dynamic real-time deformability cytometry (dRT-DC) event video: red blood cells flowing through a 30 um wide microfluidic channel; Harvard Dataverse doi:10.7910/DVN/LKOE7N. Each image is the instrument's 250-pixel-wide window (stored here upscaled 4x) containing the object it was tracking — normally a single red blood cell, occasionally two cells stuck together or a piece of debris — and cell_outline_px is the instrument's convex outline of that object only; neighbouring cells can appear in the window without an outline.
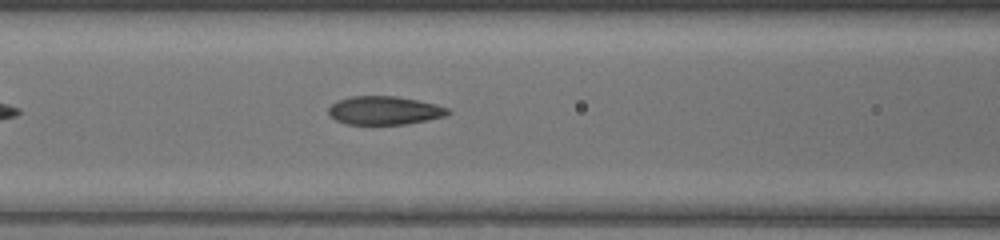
{"species": "common noctule bat (a hibernating species)", "species_latin": "Nyctalus noctula", "temperature_condition": "warm", "stored_images_in_passage": 17, "camera_frame_rate_fps": 3000, "um_per_image_px": 0.085, "animal": {"sex": "female", "body_mass_g": 17.0, "forearm_length_mm": 48.0}, "frame": {"image": 1, "passage_image": 10, "time_ms": 3.0, "image_size_px": [1000, 240], "cell_outline_px": [[452, 112], [444, 116], [428, 120], [404, 124], [344, 124], [336, 120], [328, 112], [328, 108], [336, 100], [352, 96], [396, 96], [436, 104], [448, 108]], "centroid_in_image_um": [32.67, 9.38], "position_along_channel_um": 133.9, "area_um2": 19.77}}